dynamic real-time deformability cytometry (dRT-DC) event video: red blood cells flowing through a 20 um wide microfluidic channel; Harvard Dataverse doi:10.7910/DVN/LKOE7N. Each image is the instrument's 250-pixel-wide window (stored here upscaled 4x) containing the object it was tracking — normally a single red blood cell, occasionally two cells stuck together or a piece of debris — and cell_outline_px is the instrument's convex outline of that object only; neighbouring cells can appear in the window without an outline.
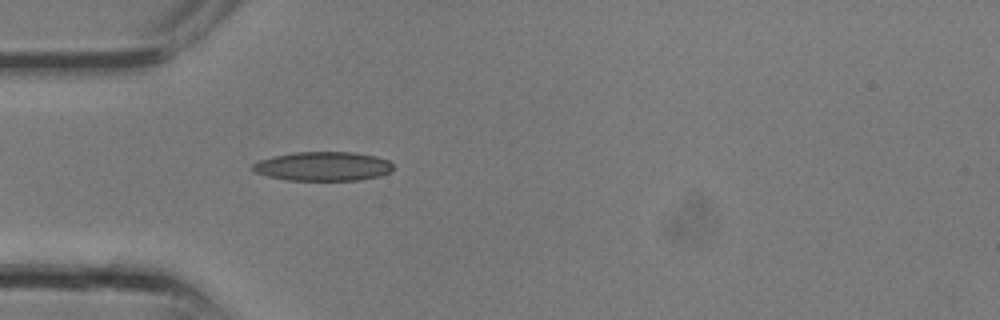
{"species": "common noctule bat (a hibernating species)", "species_latin": "Nyctalus noctula", "temperature_condition": "room temperature", "stored_images_in_passage": 1, "camera_frame_rate_fps": 3000, "um_per_image_px": 0.085, "animal": {"sex": "male", "body_mass_g": 13.3}, "frame": {"image": 1, "passage_image": 1, "time_ms": 0.0, "image_size_px": [1000, 320], "cell_outline_px": [[392, 168], [388, 172], [380, 176], [360, 180], [288, 180], [268, 176], [256, 172], [248, 168], [252, 164], [260, 160], [292, 152], [352, 152], [376, 156], [388, 160], [392, 164]], "centroid_in_image_um": [27.44, 14.13], "position_along_channel_um": 57.6, "area_um2": 23.76}}